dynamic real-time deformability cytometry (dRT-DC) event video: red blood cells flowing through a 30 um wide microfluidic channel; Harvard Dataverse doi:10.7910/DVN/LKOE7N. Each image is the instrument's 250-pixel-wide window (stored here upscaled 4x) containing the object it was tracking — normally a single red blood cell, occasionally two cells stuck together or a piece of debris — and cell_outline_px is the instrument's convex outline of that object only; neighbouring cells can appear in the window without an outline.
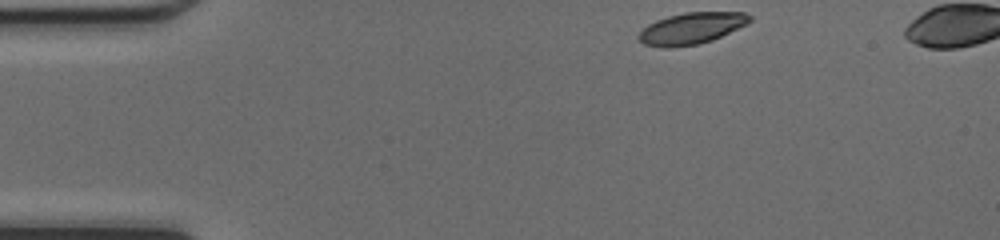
{"species": "common noctule bat (a hibernating species)", "species_latin": "Nyctalus noctula", "temperature_condition": "cold", "stored_images_in_passage": 39, "camera_frame_rate_fps": 3000, "um_per_image_px": 0.085, "animal": {"sex": "female", "body_mass_g": 17.0, "forearm_length_mm": 48.0}, "frame": {"image": 1, "passage_image": 1, "time_ms": 0.0, "image_size_px": [1000, 240], "cell_outline_px": [[752, 20], [712, 40], [696, 44], [668, 48], [644, 44], [636, 36], [648, 24], [656, 20], [668, 16], [684, 12], [744, 12], [752, 16]], "centroid_in_image_um": [58.74, 2.39], "position_along_channel_um": 26.3, "area_um2": 20.06}}
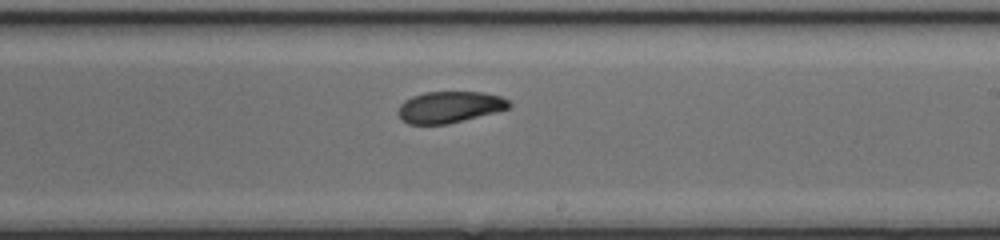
{"frame": {"image": 2, "passage_image": 22, "time_ms": 7.0, "image_size_px": [1000, 240], "cell_outline_px": [[512, 104], [508, 108], [496, 112], [448, 124], [408, 124], [396, 112], [400, 104], [404, 100], [412, 96], [424, 92], [484, 92], [500, 96], [508, 100]], "centroid_in_image_um": [38.2, 9.09], "position_along_channel_um": 250.8, "area_um2": 20.35}}
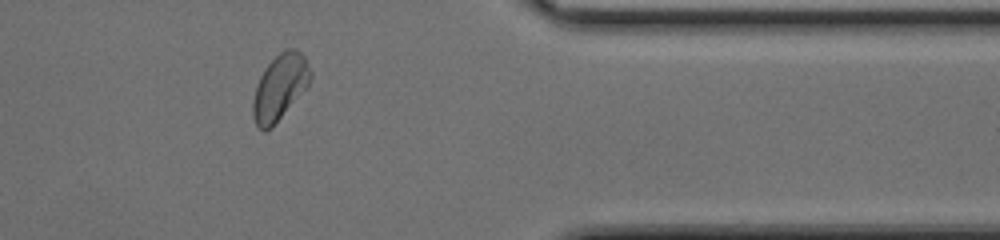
{"frame": {"image": 3, "passage_image": 33, "time_ms": 10.667, "image_size_px": [1000, 240], "cell_outline_px": [[312, 76], [308, 84], [272, 128], [264, 132], [256, 124], [252, 116], [252, 100], [260, 76], [264, 68], [284, 48], [296, 48], [304, 56], [312, 72]], "centroid_in_image_um": [23.77, 7.4], "position_along_channel_um": 387.6, "area_um2": 21.85}}